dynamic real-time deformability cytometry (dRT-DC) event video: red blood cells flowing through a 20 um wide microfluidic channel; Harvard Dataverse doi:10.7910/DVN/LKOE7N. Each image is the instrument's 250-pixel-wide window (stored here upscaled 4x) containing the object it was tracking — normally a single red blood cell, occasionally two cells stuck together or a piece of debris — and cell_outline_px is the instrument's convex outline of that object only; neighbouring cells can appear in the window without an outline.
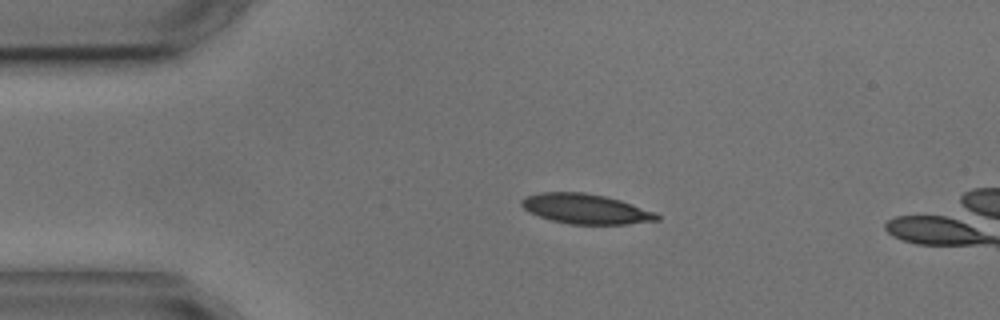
{"species": "common noctule bat (a hibernating species)", "species_latin": "Nyctalus noctula", "temperature_condition": "cold", "stored_images_in_passage": 3, "camera_frame_rate_fps": 3000, "um_per_image_px": 0.085, "animal": {"sex": "male", "body_mass_g": 17.9, "forearm_length_mm": 54.2}, "frame": {"image": 1, "passage_image": 2, "time_ms": 1.333, "image_size_px": [1000, 320], "cell_outline_px": [[660, 220], [628, 224], [572, 224], [552, 220], [528, 212], [520, 204], [520, 200], [524, 196], [540, 192], [584, 192], [604, 196], [620, 200], [656, 212], [660, 216]], "centroid_in_image_um": [49.77, 17.75], "position_along_channel_um": 35.2, "area_um2": 23.64}}